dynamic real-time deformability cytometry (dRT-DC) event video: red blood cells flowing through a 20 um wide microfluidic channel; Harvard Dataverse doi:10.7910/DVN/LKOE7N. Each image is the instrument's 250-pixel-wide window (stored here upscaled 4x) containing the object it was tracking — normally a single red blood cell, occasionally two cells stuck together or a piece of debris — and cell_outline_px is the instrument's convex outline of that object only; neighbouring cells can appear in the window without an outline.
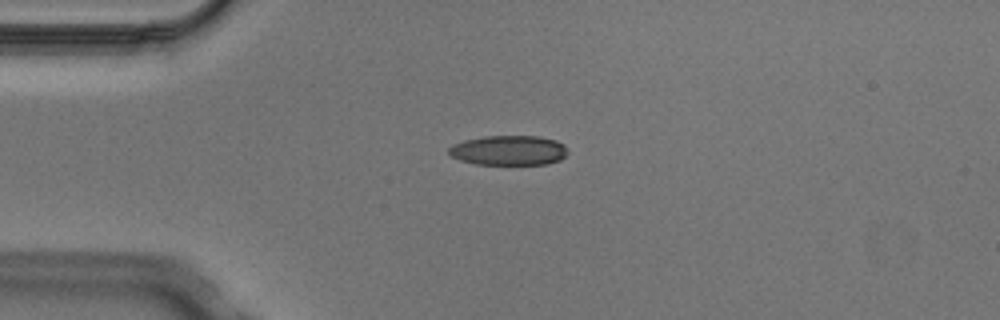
{"species": "Egyptian fruit bat (a non-hibernating species)", "species_latin": "Rousettus aegyptiacus", "temperature_condition": "cold", "stored_images_in_passage": 6, "camera_frame_rate_fps": 3000, "um_per_image_px": 0.085, "animal": {"sex": "male"}, "frame": {"image": 1, "passage_image": 2, "time_ms": 0.333, "image_size_px": [1000, 320], "cell_outline_px": [[568, 152], [560, 160], [548, 164], [476, 164], [460, 160], [452, 156], [448, 152], [448, 148], [452, 144], [464, 140], [484, 136], [540, 136], [556, 140], [564, 144]], "centroid_in_image_um": [43.25, 12.77], "position_along_channel_um": 41.8, "area_um2": 20.75}}
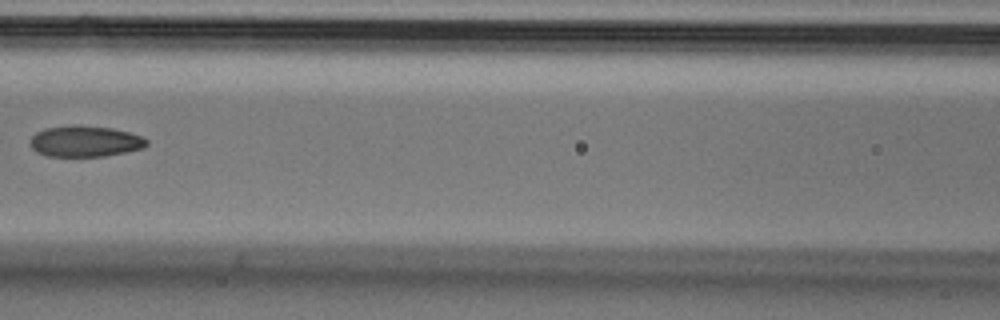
{"frame": {"image": 2, "passage_image": 5, "time_ms": 1.333, "image_size_px": [1000, 320], "cell_outline_px": [[148, 144], [144, 148], [104, 156], [44, 156], [36, 152], [32, 148], [28, 140], [36, 132], [44, 128], [72, 124], [76, 124], [112, 128], [128, 132], [140, 136], [148, 140]], "centroid_in_image_um": [7.18, 12.0], "position_along_channel_um": 159.4, "area_um2": 21.33}}
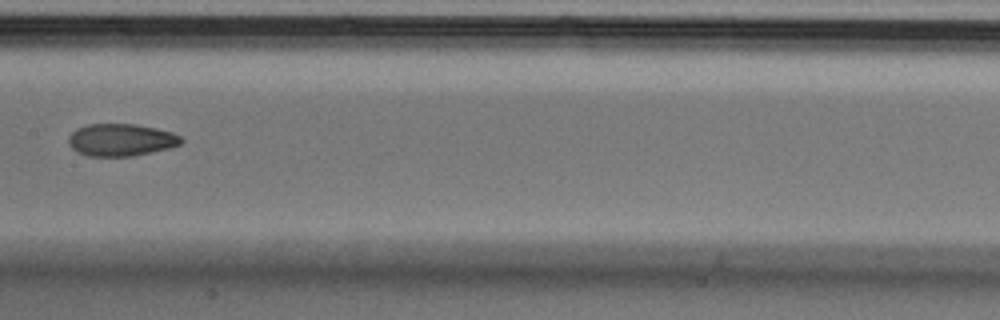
{"frame": {"image": 3, "passage_image": 6, "time_ms": 1.667, "image_size_px": [1000, 320], "cell_outline_px": [[184, 140], [180, 144], [168, 148], [132, 156], [88, 156], [76, 152], [68, 144], [68, 136], [76, 128], [88, 124], [136, 124], [156, 128], [172, 132], [180, 136]], "centroid_in_image_um": [10.25, 11.88], "position_along_channel_um": 197.1, "area_um2": 21.27}}